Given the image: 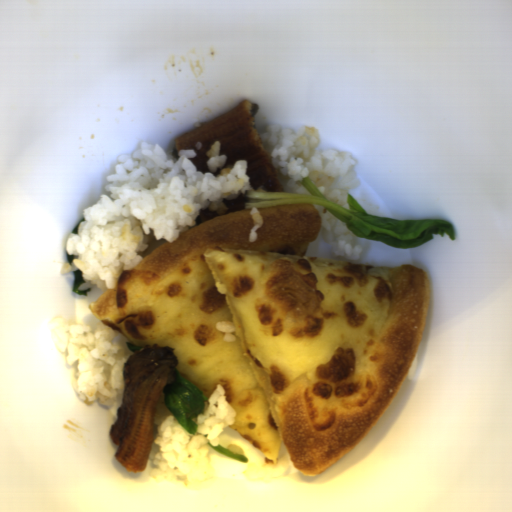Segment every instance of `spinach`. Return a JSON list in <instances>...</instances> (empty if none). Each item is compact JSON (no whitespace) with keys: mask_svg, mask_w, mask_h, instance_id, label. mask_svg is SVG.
I'll list each match as a JSON object with an SVG mask.
<instances>
[{"mask_svg":"<svg viewBox=\"0 0 512 512\" xmlns=\"http://www.w3.org/2000/svg\"><path fill=\"white\" fill-rule=\"evenodd\" d=\"M126 345H127L128 349H130V350H131V351H133L134 353H135L136 351H138V350H142V349L144 348V347H141V346H136V345H134L133 343H130V342H128V341H127Z\"/></svg>","mask_w":512,"mask_h":512,"instance_id":"5","label":"spinach"},{"mask_svg":"<svg viewBox=\"0 0 512 512\" xmlns=\"http://www.w3.org/2000/svg\"><path fill=\"white\" fill-rule=\"evenodd\" d=\"M73 274H74V281H73V287H72L73 293H76V294H79L82 296H86L87 292L91 291V288H87L85 290H78V288L80 287L81 284L86 283V281H84V279L82 277L83 271H81L80 269L74 270Z\"/></svg>","mask_w":512,"mask_h":512,"instance_id":"3","label":"spinach"},{"mask_svg":"<svg viewBox=\"0 0 512 512\" xmlns=\"http://www.w3.org/2000/svg\"><path fill=\"white\" fill-rule=\"evenodd\" d=\"M83 221H85L84 218L80 222H83ZM80 222L77 223V225L74 227V229L72 230L71 233L78 234V227L80 225Z\"/></svg>","mask_w":512,"mask_h":512,"instance_id":"7","label":"spinach"},{"mask_svg":"<svg viewBox=\"0 0 512 512\" xmlns=\"http://www.w3.org/2000/svg\"><path fill=\"white\" fill-rule=\"evenodd\" d=\"M310 194L285 191H264L261 188L247 191L248 202L244 209L264 208L280 204H313L324 206L334 216L346 223L348 230L358 237L375 240L393 248H415L432 240V234H448L454 241L455 233L449 221L440 218L419 220H394L383 216H372L347 193L349 209L328 200L307 176L301 181Z\"/></svg>","mask_w":512,"mask_h":512,"instance_id":"1","label":"spinach"},{"mask_svg":"<svg viewBox=\"0 0 512 512\" xmlns=\"http://www.w3.org/2000/svg\"><path fill=\"white\" fill-rule=\"evenodd\" d=\"M207 445L209 447L213 448L214 450H216V451H218L220 453H223V454H225V455H227L229 457H232V458L237 459L239 461L248 463L247 457H245L243 454H234L231 451H229L228 448H225L224 446L219 445V444H218V446H213L210 442H208Z\"/></svg>","mask_w":512,"mask_h":512,"instance_id":"4","label":"spinach"},{"mask_svg":"<svg viewBox=\"0 0 512 512\" xmlns=\"http://www.w3.org/2000/svg\"><path fill=\"white\" fill-rule=\"evenodd\" d=\"M173 370L175 381L164 385L163 402L183 429L193 435L199 427L193 418L205 413V402L209 398L185 379L176 367Z\"/></svg>","mask_w":512,"mask_h":512,"instance_id":"2","label":"spinach"},{"mask_svg":"<svg viewBox=\"0 0 512 512\" xmlns=\"http://www.w3.org/2000/svg\"><path fill=\"white\" fill-rule=\"evenodd\" d=\"M66 259H67L69 265H72L73 260L75 259V255H72V254L68 255V254H66Z\"/></svg>","mask_w":512,"mask_h":512,"instance_id":"6","label":"spinach"}]
</instances>
